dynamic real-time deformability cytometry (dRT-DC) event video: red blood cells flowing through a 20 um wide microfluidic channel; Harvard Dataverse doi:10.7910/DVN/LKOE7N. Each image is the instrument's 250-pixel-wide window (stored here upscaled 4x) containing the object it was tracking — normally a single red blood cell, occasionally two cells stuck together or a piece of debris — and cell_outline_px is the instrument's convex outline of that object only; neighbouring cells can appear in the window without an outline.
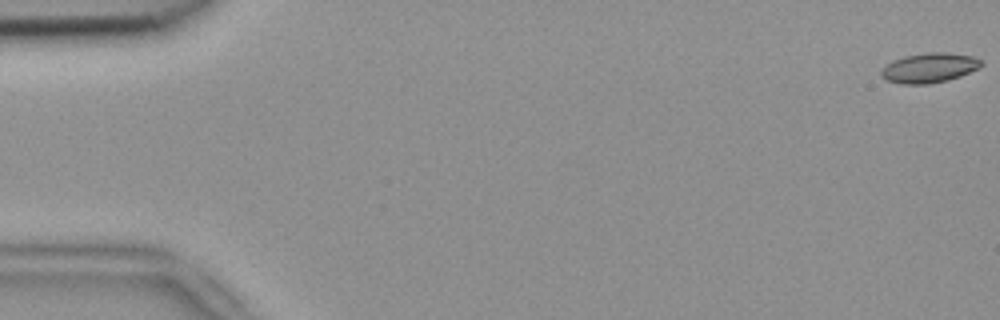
{"species": "common noctule bat (a hibernating species)", "species_latin": "Nyctalus noctula", "temperature_condition": "room temperature", "stored_images_in_passage": 54, "camera_frame_rate_fps": 3000, "um_per_image_px": 0.085, "animal": {"sex": "female", "body_mass_g": 18.4}, "frame": {"image": 1, "passage_image": 1, "time_ms": 0.0, "image_size_px": [1000, 320], "cell_outline_px": [[984, 64], [980, 68], [960, 76], [948, 80], [928, 84], [900, 84], [888, 80], [880, 76], [880, 72], [892, 60], [904, 56], [928, 52], [944, 52], [972, 56], [980, 60]], "centroid_in_image_um": [79.0, 5.77], "position_along_channel_um": 6.0, "area_um2": 17.34}}
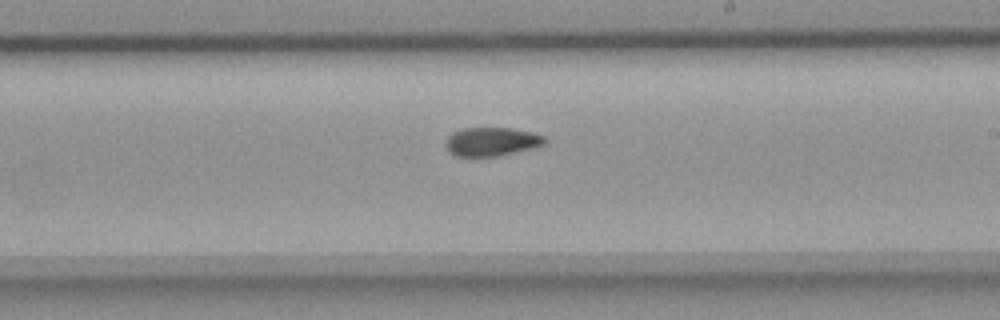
{"frame": {"image": 2, "passage_image": 32, "time_ms": 10.333, "image_size_px": [1000, 320], "cell_outline_px": [[548, 140], [544, 144], [532, 148], [496, 156], [456, 156], [448, 152], [444, 144], [448, 136], [452, 132], [464, 128], [512, 128], [532, 132], [544, 136]], "centroid_in_image_um": [41.76, 12.03], "position_along_channel_um": 247.2, "area_um2": 16.59}}
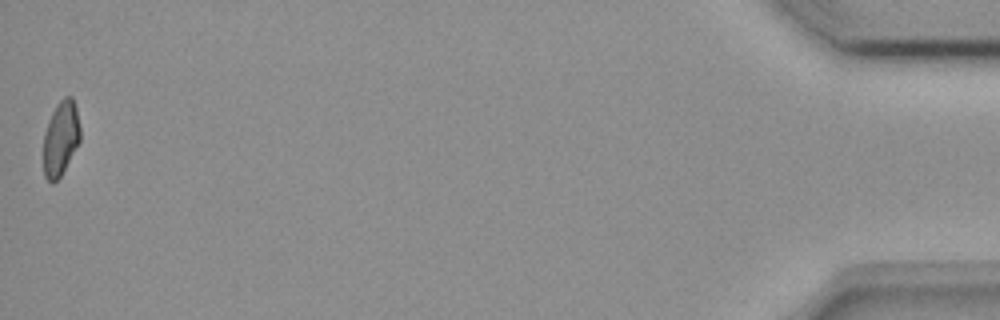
{"frame": {"image": 3, "passage_image": 54, "time_ms": 17.667, "image_size_px": [1000, 320], "cell_outline_px": [[80, 140], [60, 176], [52, 184], [44, 176], [44, 132], [48, 120], [56, 104], [64, 96], [72, 96], [76, 108], [80, 128]], "centroid_in_image_um": [5.15, 11.72], "position_along_channel_um": 430.0, "area_um2": 15.84}, "authors_computed_cell_mechanics": {"area_um2": 17.0221, "velocity_mm_per_s": 3.8022, "shape_relaxation_time_tau1_ms": null, "shape_relaxation_time_tau2_ms": 7.2607, "deformation_change_tau1": null, "deformation_change_tau2": 0.1003}}